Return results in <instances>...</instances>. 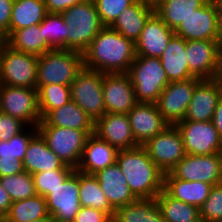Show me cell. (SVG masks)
<instances>
[{
  "label": "cell",
  "mask_w": 222,
  "mask_h": 222,
  "mask_svg": "<svg viewBox=\"0 0 222 222\" xmlns=\"http://www.w3.org/2000/svg\"><path fill=\"white\" fill-rule=\"evenodd\" d=\"M135 57V43L110 26H105L83 52L84 68L101 73H128Z\"/></svg>",
  "instance_id": "obj_1"
},
{
  "label": "cell",
  "mask_w": 222,
  "mask_h": 222,
  "mask_svg": "<svg viewBox=\"0 0 222 222\" xmlns=\"http://www.w3.org/2000/svg\"><path fill=\"white\" fill-rule=\"evenodd\" d=\"M116 162L137 199L155 198L164 190V172L153 163L143 146L119 150Z\"/></svg>",
  "instance_id": "obj_2"
},
{
  "label": "cell",
  "mask_w": 222,
  "mask_h": 222,
  "mask_svg": "<svg viewBox=\"0 0 222 222\" xmlns=\"http://www.w3.org/2000/svg\"><path fill=\"white\" fill-rule=\"evenodd\" d=\"M83 69V53L67 49H52L38 56L37 86L49 84L70 86Z\"/></svg>",
  "instance_id": "obj_3"
},
{
  "label": "cell",
  "mask_w": 222,
  "mask_h": 222,
  "mask_svg": "<svg viewBox=\"0 0 222 222\" xmlns=\"http://www.w3.org/2000/svg\"><path fill=\"white\" fill-rule=\"evenodd\" d=\"M68 28V50L83 53L94 37L105 27L93 0L80 3L61 13Z\"/></svg>",
  "instance_id": "obj_4"
},
{
  "label": "cell",
  "mask_w": 222,
  "mask_h": 222,
  "mask_svg": "<svg viewBox=\"0 0 222 222\" xmlns=\"http://www.w3.org/2000/svg\"><path fill=\"white\" fill-rule=\"evenodd\" d=\"M128 75L137 102L156 103L162 91L170 83L158 57L136 55Z\"/></svg>",
  "instance_id": "obj_5"
},
{
  "label": "cell",
  "mask_w": 222,
  "mask_h": 222,
  "mask_svg": "<svg viewBox=\"0 0 222 222\" xmlns=\"http://www.w3.org/2000/svg\"><path fill=\"white\" fill-rule=\"evenodd\" d=\"M38 131L47 141L48 147L67 166L76 169L81 160L85 143L94 130H76L51 125H38Z\"/></svg>",
  "instance_id": "obj_6"
},
{
  "label": "cell",
  "mask_w": 222,
  "mask_h": 222,
  "mask_svg": "<svg viewBox=\"0 0 222 222\" xmlns=\"http://www.w3.org/2000/svg\"><path fill=\"white\" fill-rule=\"evenodd\" d=\"M38 56L12 49L0 53V84L36 88Z\"/></svg>",
  "instance_id": "obj_7"
},
{
  "label": "cell",
  "mask_w": 222,
  "mask_h": 222,
  "mask_svg": "<svg viewBox=\"0 0 222 222\" xmlns=\"http://www.w3.org/2000/svg\"><path fill=\"white\" fill-rule=\"evenodd\" d=\"M71 100L95 123L106 114L103 97V73L84 68L70 85Z\"/></svg>",
  "instance_id": "obj_8"
},
{
  "label": "cell",
  "mask_w": 222,
  "mask_h": 222,
  "mask_svg": "<svg viewBox=\"0 0 222 222\" xmlns=\"http://www.w3.org/2000/svg\"><path fill=\"white\" fill-rule=\"evenodd\" d=\"M0 111L37 127L42 119L37 89L0 84Z\"/></svg>",
  "instance_id": "obj_9"
},
{
  "label": "cell",
  "mask_w": 222,
  "mask_h": 222,
  "mask_svg": "<svg viewBox=\"0 0 222 222\" xmlns=\"http://www.w3.org/2000/svg\"><path fill=\"white\" fill-rule=\"evenodd\" d=\"M202 79L192 77L184 81H172L162 91L156 102L158 111L171 126L184 120L195 86Z\"/></svg>",
  "instance_id": "obj_10"
},
{
  "label": "cell",
  "mask_w": 222,
  "mask_h": 222,
  "mask_svg": "<svg viewBox=\"0 0 222 222\" xmlns=\"http://www.w3.org/2000/svg\"><path fill=\"white\" fill-rule=\"evenodd\" d=\"M142 146L153 163L164 173L170 172L187 155L181 133L176 126L169 125Z\"/></svg>",
  "instance_id": "obj_11"
},
{
  "label": "cell",
  "mask_w": 222,
  "mask_h": 222,
  "mask_svg": "<svg viewBox=\"0 0 222 222\" xmlns=\"http://www.w3.org/2000/svg\"><path fill=\"white\" fill-rule=\"evenodd\" d=\"M181 133L186 154L220 153L222 140L212 121L182 120L175 125Z\"/></svg>",
  "instance_id": "obj_12"
},
{
  "label": "cell",
  "mask_w": 222,
  "mask_h": 222,
  "mask_svg": "<svg viewBox=\"0 0 222 222\" xmlns=\"http://www.w3.org/2000/svg\"><path fill=\"white\" fill-rule=\"evenodd\" d=\"M178 179L201 181L211 185L222 183L221 153L211 155L187 154L170 171Z\"/></svg>",
  "instance_id": "obj_13"
},
{
  "label": "cell",
  "mask_w": 222,
  "mask_h": 222,
  "mask_svg": "<svg viewBox=\"0 0 222 222\" xmlns=\"http://www.w3.org/2000/svg\"><path fill=\"white\" fill-rule=\"evenodd\" d=\"M49 215L55 222H73L80 210L79 171L76 169L45 197Z\"/></svg>",
  "instance_id": "obj_14"
},
{
  "label": "cell",
  "mask_w": 222,
  "mask_h": 222,
  "mask_svg": "<svg viewBox=\"0 0 222 222\" xmlns=\"http://www.w3.org/2000/svg\"><path fill=\"white\" fill-rule=\"evenodd\" d=\"M174 33L186 41H217V0H208L202 7L195 9Z\"/></svg>",
  "instance_id": "obj_15"
},
{
  "label": "cell",
  "mask_w": 222,
  "mask_h": 222,
  "mask_svg": "<svg viewBox=\"0 0 222 222\" xmlns=\"http://www.w3.org/2000/svg\"><path fill=\"white\" fill-rule=\"evenodd\" d=\"M106 113L128 114L137 103L128 73H103Z\"/></svg>",
  "instance_id": "obj_16"
},
{
  "label": "cell",
  "mask_w": 222,
  "mask_h": 222,
  "mask_svg": "<svg viewBox=\"0 0 222 222\" xmlns=\"http://www.w3.org/2000/svg\"><path fill=\"white\" fill-rule=\"evenodd\" d=\"M128 116L133 137L140 146L169 126L158 111L156 103L137 102Z\"/></svg>",
  "instance_id": "obj_17"
},
{
  "label": "cell",
  "mask_w": 222,
  "mask_h": 222,
  "mask_svg": "<svg viewBox=\"0 0 222 222\" xmlns=\"http://www.w3.org/2000/svg\"><path fill=\"white\" fill-rule=\"evenodd\" d=\"M94 134L118 151L139 146L133 137L128 114L106 113L95 122Z\"/></svg>",
  "instance_id": "obj_18"
},
{
  "label": "cell",
  "mask_w": 222,
  "mask_h": 222,
  "mask_svg": "<svg viewBox=\"0 0 222 222\" xmlns=\"http://www.w3.org/2000/svg\"><path fill=\"white\" fill-rule=\"evenodd\" d=\"M220 48L218 41H187L186 57L190 73L200 79H213Z\"/></svg>",
  "instance_id": "obj_19"
},
{
  "label": "cell",
  "mask_w": 222,
  "mask_h": 222,
  "mask_svg": "<svg viewBox=\"0 0 222 222\" xmlns=\"http://www.w3.org/2000/svg\"><path fill=\"white\" fill-rule=\"evenodd\" d=\"M174 34V30L154 12L146 21L139 39L135 42L136 55L160 58Z\"/></svg>",
  "instance_id": "obj_20"
},
{
  "label": "cell",
  "mask_w": 222,
  "mask_h": 222,
  "mask_svg": "<svg viewBox=\"0 0 222 222\" xmlns=\"http://www.w3.org/2000/svg\"><path fill=\"white\" fill-rule=\"evenodd\" d=\"M222 89L213 79H202L196 86L184 120L212 121Z\"/></svg>",
  "instance_id": "obj_21"
},
{
  "label": "cell",
  "mask_w": 222,
  "mask_h": 222,
  "mask_svg": "<svg viewBox=\"0 0 222 222\" xmlns=\"http://www.w3.org/2000/svg\"><path fill=\"white\" fill-rule=\"evenodd\" d=\"M118 150L97 135L90 134L86 140L77 171L94 175L116 162Z\"/></svg>",
  "instance_id": "obj_22"
},
{
  "label": "cell",
  "mask_w": 222,
  "mask_h": 222,
  "mask_svg": "<svg viewBox=\"0 0 222 222\" xmlns=\"http://www.w3.org/2000/svg\"><path fill=\"white\" fill-rule=\"evenodd\" d=\"M94 176L115 210L137 200L117 162L98 171Z\"/></svg>",
  "instance_id": "obj_23"
},
{
  "label": "cell",
  "mask_w": 222,
  "mask_h": 222,
  "mask_svg": "<svg viewBox=\"0 0 222 222\" xmlns=\"http://www.w3.org/2000/svg\"><path fill=\"white\" fill-rule=\"evenodd\" d=\"M22 162L24 170L31 175L53 169H74L65 165L48 147L47 141L39 131L31 138Z\"/></svg>",
  "instance_id": "obj_24"
},
{
  "label": "cell",
  "mask_w": 222,
  "mask_h": 222,
  "mask_svg": "<svg viewBox=\"0 0 222 222\" xmlns=\"http://www.w3.org/2000/svg\"><path fill=\"white\" fill-rule=\"evenodd\" d=\"M186 46L187 41L174 34L160 56V61L169 82L184 81L194 77L188 68Z\"/></svg>",
  "instance_id": "obj_25"
},
{
  "label": "cell",
  "mask_w": 222,
  "mask_h": 222,
  "mask_svg": "<svg viewBox=\"0 0 222 222\" xmlns=\"http://www.w3.org/2000/svg\"><path fill=\"white\" fill-rule=\"evenodd\" d=\"M213 185L201 181L175 178L170 172L164 174V191L172 198L200 208L209 196Z\"/></svg>",
  "instance_id": "obj_26"
},
{
  "label": "cell",
  "mask_w": 222,
  "mask_h": 222,
  "mask_svg": "<svg viewBox=\"0 0 222 222\" xmlns=\"http://www.w3.org/2000/svg\"><path fill=\"white\" fill-rule=\"evenodd\" d=\"M94 122L73 100L49 111L38 125H51L76 130H94Z\"/></svg>",
  "instance_id": "obj_27"
},
{
  "label": "cell",
  "mask_w": 222,
  "mask_h": 222,
  "mask_svg": "<svg viewBox=\"0 0 222 222\" xmlns=\"http://www.w3.org/2000/svg\"><path fill=\"white\" fill-rule=\"evenodd\" d=\"M154 12V9L136 0L121 12L110 27L135 43L139 39L146 21Z\"/></svg>",
  "instance_id": "obj_28"
},
{
  "label": "cell",
  "mask_w": 222,
  "mask_h": 222,
  "mask_svg": "<svg viewBox=\"0 0 222 222\" xmlns=\"http://www.w3.org/2000/svg\"><path fill=\"white\" fill-rule=\"evenodd\" d=\"M114 222H164L155 198L137 199L115 210Z\"/></svg>",
  "instance_id": "obj_29"
},
{
  "label": "cell",
  "mask_w": 222,
  "mask_h": 222,
  "mask_svg": "<svg viewBox=\"0 0 222 222\" xmlns=\"http://www.w3.org/2000/svg\"><path fill=\"white\" fill-rule=\"evenodd\" d=\"M6 38L7 45L20 52L41 56L52 50L43 38L40 24L12 31Z\"/></svg>",
  "instance_id": "obj_30"
},
{
  "label": "cell",
  "mask_w": 222,
  "mask_h": 222,
  "mask_svg": "<svg viewBox=\"0 0 222 222\" xmlns=\"http://www.w3.org/2000/svg\"><path fill=\"white\" fill-rule=\"evenodd\" d=\"M47 14L44 0H14L9 34L21 28L40 24Z\"/></svg>",
  "instance_id": "obj_31"
},
{
  "label": "cell",
  "mask_w": 222,
  "mask_h": 222,
  "mask_svg": "<svg viewBox=\"0 0 222 222\" xmlns=\"http://www.w3.org/2000/svg\"><path fill=\"white\" fill-rule=\"evenodd\" d=\"M155 199L164 222H201L198 207L172 198L164 190Z\"/></svg>",
  "instance_id": "obj_32"
},
{
  "label": "cell",
  "mask_w": 222,
  "mask_h": 222,
  "mask_svg": "<svg viewBox=\"0 0 222 222\" xmlns=\"http://www.w3.org/2000/svg\"><path fill=\"white\" fill-rule=\"evenodd\" d=\"M79 200L82 207L95 208L114 217L115 209L110 205L94 175L79 172Z\"/></svg>",
  "instance_id": "obj_33"
},
{
  "label": "cell",
  "mask_w": 222,
  "mask_h": 222,
  "mask_svg": "<svg viewBox=\"0 0 222 222\" xmlns=\"http://www.w3.org/2000/svg\"><path fill=\"white\" fill-rule=\"evenodd\" d=\"M49 216L46 198L36 194L33 197L12 202L4 218L9 222H29Z\"/></svg>",
  "instance_id": "obj_34"
},
{
  "label": "cell",
  "mask_w": 222,
  "mask_h": 222,
  "mask_svg": "<svg viewBox=\"0 0 222 222\" xmlns=\"http://www.w3.org/2000/svg\"><path fill=\"white\" fill-rule=\"evenodd\" d=\"M208 0H165L155 9V13L171 29L175 30L195 9Z\"/></svg>",
  "instance_id": "obj_35"
},
{
  "label": "cell",
  "mask_w": 222,
  "mask_h": 222,
  "mask_svg": "<svg viewBox=\"0 0 222 222\" xmlns=\"http://www.w3.org/2000/svg\"><path fill=\"white\" fill-rule=\"evenodd\" d=\"M43 38L52 49L68 50V28L61 14L48 13L40 23Z\"/></svg>",
  "instance_id": "obj_36"
},
{
  "label": "cell",
  "mask_w": 222,
  "mask_h": 222,
  "mask_svg": "<svg viewBox=\"0 0 222 222\" xmlns=\"http://www.w3.org/2000/svg\"><path fill=\"white\" fill-rule=\"evenodd\" d=\"M41 118L49 111L60 108L71 100V88L68 85L49 84L36 86Z\"/></svg>",
  "instance_id": "obj_37"
},
{
  "label": "cell",
  "mask_w": 222,
  "mask_h": 222,
  "mask_svg": "<svg viewBox=\"0 0 222 222\" xmlns=\"http://www.w3.org/2000/svg\"><path fill=\"white\" fill-rule=\"evenodd\" d=\"M0 183L12 202L27 199L37 194L32 175L26 171L0 177Z\"/></svg>",
  "instance_id": "obj_38"
},
{
  "label": "cell",
  "mask_w": 222,
  "mask_h": 222,
  "mask_svg": "<svg viewBox=\"0 0 222 222\" xmlns=\"http://www.w3.org/2000/svg\"><path fill=\"white\" fill-rule=\"evenodd\" d=\"M37 132V127L28 126L8 141L0 140V159H14L15 157L23 161L27 146Z\"/></svg>",
  "instance_id": "obj_39"
},
{
  "label": "cell",
  "mask_w": 222,
  "mask_h": 222,
  "mask_svg": "<svg viewBox=\"0 0 222 222\" xmlns=\"http://www.w3.org/2000/svg\"><path fill=\"white\" fill-rule=\"evenodd\" d=\"M75 169H53L32 174L35 191L46 197L51 190L62 184Z\"/></svg>",
  "instance_id": "obj_40"
},
{
  "label": "cell",
  "mask_w": 222,
  "mask_h": 222,
  "mask_svg": "<svg viewBox=\"0 0 222 222\" xmlns=\"http://www.w3.org/2000/svg\"><path fill=\"white\" fill-rule=\"evenodd\" d=\"M199 211L201 222H222V183L212 186Z\"/></svg>",
  "instance_id": "obj_41"
},
{
  "label": "cell",
  "mask_w": 222,
  "mask_h": 222,
  "mask_svg": "<svg viewBox=\"0 0 222 222\" xmlns=\"http://www.w3.org/2000/svg\"><path fill=\"white\" fill-rule=\"evenodd\" d=\"M136 0H93L100 20L104 26H111L121 12Z\"/></svg>",
  "instance_id": "obj_42"
},
{
  "label": "cell",
  "mask_w": 222,
  "mask_h": 222,
  "mask_svg": "<svg viewBox=\"0 0 222 222\" xmlns=\"http://www.w3.org/2000/svg\"><path fill=\"white\" fill-rule=\"evenodd\" d=\"M27 127L23 121L0 111V140L8 141Z\"/></svg>",
  "instance_id": "obj_43"
},
{
  "label": "cell",
  "mask_w": 222,
  "mask_h": 222,
  "mask_svg": "<svg viewBox=\"0 0 222 222\" xmlns=\"http://www.w3.org/2000/svg\"><path fill=\"white\" fill-rule=\"evenodd\" d=\"M73 222H114V219L101 210L81 206Z\"/></svg>",
  "instance_id": "obj_44"
},
{
  "label": "cell",
  "mask_w": 222,
  "mask_h": 222,
  "mask_svg": "<svg viewBox=\"0 0 222 222\" xmlns=\"http://www.w3.org/2000/svg\"><path fill=\"white\" fill-rule=\"evenodd\" d=\"M14 0H0V31L9 35L10 20Z\"/></svg>",
  "instance_id": "obj_45"
},
{
  "label": "cell",
  "mask_w": 222,
  "mask_h": 222,
  "mask_svg": "<svg viewBox=\"0 0 222 222\" xmlns=\"http://www.w3.org/2000/svg\"><path fill=\"white\" fill-rule=\"evenodd\" d=\"M23 162L19 159H0V177L24 172Z\"/></svg>",
  "instance_id": "obj_46"
},
{
  "label": "cell",
  "mask_w": 222,
  "mask_h": 222,
  "mask_svg": "<svg viewBox=\"0 0 222 222\" xmlns=\"http://www.w3.org/2000/svg\"><path fill=\"white\" fill-rule=\"evenodd\" d=\"M81 1L82 0H44V3L48 13L61 14Z\"/></svg>",
  "instance_id": "obj_47"
},
{
  "label": "cell",
  "mask_w": 222,
  "mask_h": 222,
  "mask_svg": "<svg viewBox=\"0 0 222 222\" xmlns=\"http://www.w3.org/2000/svg\"><path fill=\"white\" fill-rule=\"evenodd\" d=\"M11 203L12 201L9 198L7 191L3 188L0 183V216L2 218H4L5 215L8 213Z\"/></svg>",
  "instance_id": "obj_48"
},
{
  "label": "cell",
  "mask_w": 222,
  "mask_h": 222,
  "mask_svg": "<svg viewBox=\"0 0 222 222\" xmlns=\"http://www.w3.org/2000/svg\"><path fill=\"white\" fill-rule=\"evenodd\" d=\"M212 122L222 140V97L218 101L217 107L214 111Z\"/></svg>",
  "instance_id": "obj_49"
},
{
  "label": "cell",
  "mask_w": 222,
  "mask_h": 222,
  "mask_svg": "<svg viewBox=\"0 0 222 222\" xmlns=\"http://www.w3.org/2000/svg\"><path fill=\"white\" fill-rule=\"evenodd\" d=\"M217 41L222 48V1L217 0Z\"/></svg>",
  "instance_id": "obj_50"
},
{
  "label": "cell",
  "mask_w": 222,
  "mask_h": 222,
  "mask_svg": "<svg viewBox=\"0 0 222 222\" xmlns=\"http://www.w3.org/2000/svg\"><path fill=\"white\" fill-rule=\"evenodd\" d=\"M213 80L222 89V48H220V51L218 54L217 69H216L215 76H214Z\"/></svg>",
  "instance_id": "obj_51"
},
{
  "label": "cell",
  "mask_w": 222,
  "mask_h": 222,
  "mask_svg": "<svg viewBox=\"0 0 222 222\" xmlns=\"http://www.w3.org/2000/svg\"><path fill=\"white\" fill-rule=\"evenodd\" d=\"M148 7H151L152 9H156L159 7L165 0H139Z\"/></svg>",
  "instance_id": "obj_52"
},
{
  "label": "cell",
  "mask_w": 222,
  "mask_h": 222,
  "mask_svg": "<svg viewBox=\"0 0 222 222\" xmlns=\"http://www.w3.org/2000/svg\"><path fill=\"white\" fill-rule=\"evenodd\" d=\"M7 44V38L5 34L0 31V53L2 52L4 46Z\"/></svg>",
  "instance_id": "obj_53"
},
{
  "label": "cell",
  "mask_w": 222,
  "mask_h": 222,
  "mask_svg": "<svg viewBox=\"0 0 222 222\" xmlns=\"http://www.w3.org/2000/svg\"><path fill=\"white\" fill-rule=\"evenodd\" d=\"M29 222H55V220L51 216H49V217H45V218H41L38 220L29 221Z\"/></svg>",
  "instance_id": "obj_54"
},
{
  "label": "cell",
  "mask_w": 222,
  "mask_h": 222,
  "mask_svg": "<svg viewBox=\"0 0 222 222\" xmlns=\"http://www.w3.org/2000/svg\"><path fill=\"white\" fill-rule=\"evenodd\" d=\"M0 222H9V221H7L5 218H2V219L0 220Z\"/></svg>",
  "instance_id": "obj_55"
}]
</instances>
